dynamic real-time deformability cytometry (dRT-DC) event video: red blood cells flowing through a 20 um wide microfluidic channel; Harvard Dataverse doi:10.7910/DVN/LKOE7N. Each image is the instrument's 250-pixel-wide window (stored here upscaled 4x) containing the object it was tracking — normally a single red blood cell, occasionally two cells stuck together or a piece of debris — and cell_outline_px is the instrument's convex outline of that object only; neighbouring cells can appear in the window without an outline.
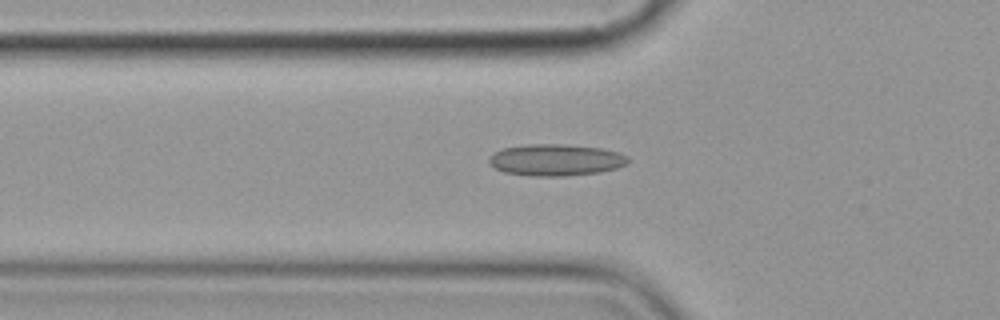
{"species": "common noctule bat (a hibernating species)", "species_latin": "Nyctalus noctula", "temperature_condition": "cold", "stored_images_in_passage": 7, "camera_frame_rate_fps": 3000, "um_per_image_px": 0.085, "animal": {"sex": "female", "body_mass_g": 19.9}, "frame": {"image": 1, "passage_image": 7, "time_ms": 8.333, "image_size_px": [1000, 320], "cell_outline_px": [[628, 164], [616, 168], [600, 172], [564, 176], [532, 176], [504, 172], [488, 164], [488, 160], [496, 152], [504, 148], [528, 144], [564, 144], [600, 148], [620, 152], [628, 156]], "centroid_in_image_um": [47.27, 13.6], "position_along_channel_um": 78.5, "area_um2": 25.61}}